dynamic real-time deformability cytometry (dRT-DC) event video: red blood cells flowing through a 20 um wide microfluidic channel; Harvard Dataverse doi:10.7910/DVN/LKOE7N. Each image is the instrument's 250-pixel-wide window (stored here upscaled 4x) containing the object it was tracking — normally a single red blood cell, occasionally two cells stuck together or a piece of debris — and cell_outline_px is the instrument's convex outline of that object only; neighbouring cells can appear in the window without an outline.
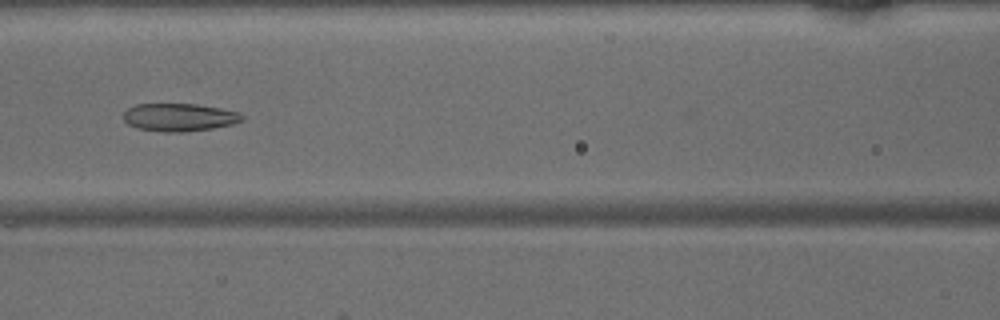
{"species": "common noctule bat (a hibernating species)", "species_latin": "Nyctalus noctula", "temperature_condition": "warm", "stored_images_in_passage": 46, "camera_frame_rate_fps": 3000, "um_per_image_px": 0.085, "animal": {"sex": "male", "body_mass_g": 15.6}, "frame": {"image": 1, "passage_image": 19, "time_ms": 6.0, "image_size_px": [1000, 320], "cell_outline_px": [[244, 120], [232, 124], [212, 128], [180, 132], [164, 132], [136, 128], [128, 124], [124, 120], [124, 112], [128, 108], [136, 104], [196, 104], [220, 108], [240, 112], [244, 116]], "centroid_in_image_um": [15.24, 9.96], "position_along_channel_um": 151.4, "area_um2": 19.25}}
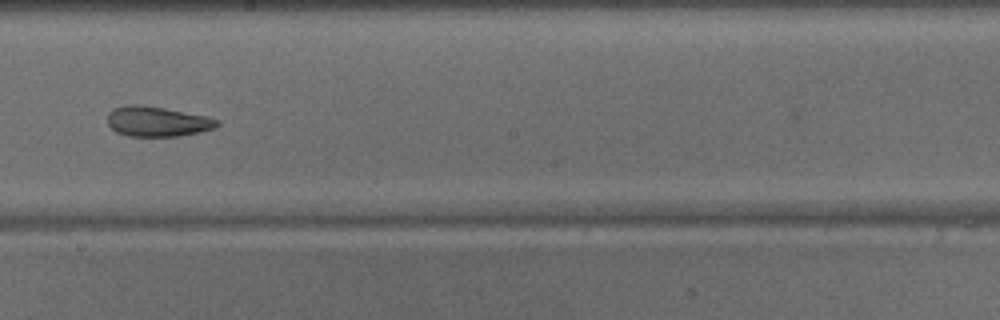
{"frame": {"image": 2, "passage_image": 25, "time_ms": 8.0, "image_size_px": [1000, 320], "cell_outline_px": [[220, 124], [216, 128], [200, 132], [180, 136], [128, 136], [116, 132], [108, 124], [108, 112], [112, 108], [128, 104], [140, 104], [164, 108], [208, 116], [220, 120]], "centroid_in_image_um": [13.39, 10.32], "position_along_channel_um": 234.8, "area_um2": 19.48}}
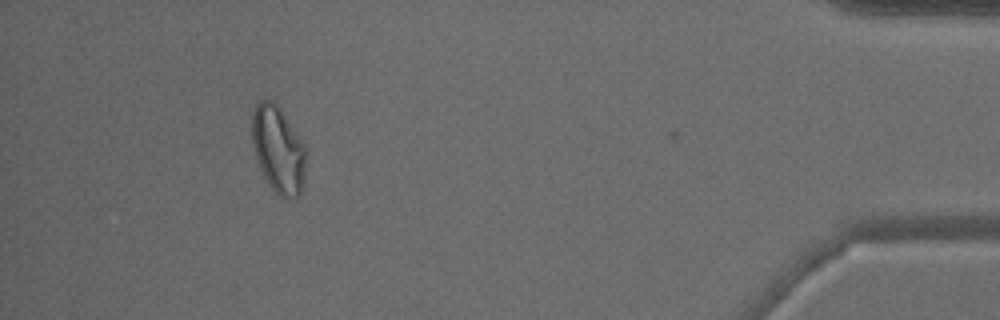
{"frame": {"image": 3, "passage_image": 42, "time_ms": 13.667, "image_size_px": [1000, 320], "cell_outline_px": [[304, 180], [300, 196], [288, 200], [280, 196], [272, 188], [264, 176], [260, 168], [256, 156], [252, 140], [252, 112], [256, 104], [260, 100], [272, 100], [280, 108], [304, 144]], "centroid_in_image_um": [23.64, 12.72], "position_along_channel_um": 411.6, "area_um2": 26.99}}